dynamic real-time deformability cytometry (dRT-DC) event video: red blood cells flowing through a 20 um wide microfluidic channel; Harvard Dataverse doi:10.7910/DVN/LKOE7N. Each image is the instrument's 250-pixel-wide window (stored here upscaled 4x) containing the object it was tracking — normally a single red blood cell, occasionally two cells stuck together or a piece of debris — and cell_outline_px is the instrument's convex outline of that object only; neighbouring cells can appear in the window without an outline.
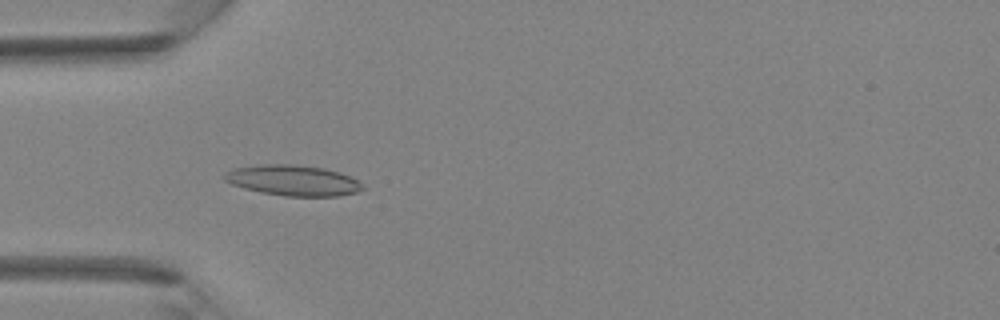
{"species": "Egyptian fruit bat (a non-hibernating species)", "species_latin": "Rousettus aegyptiacus", "temperature_condition": "room temperature", "stored_images_in_passage": 36, "camera_frame_rate_fps": 3000, "um_per_image_px": 0.085, "animal": {"sex": "female"}, "frame": {"image": 1, "passage_image": 7, "time_ms": 2.0, "image_size_px": [1000, 320], "cell_outline_px": [[364, 188], [356, 192], [340, 196], [284, 196], [260, 192], [244, 188], [232, 184], [224, 180], [224, 172], [232, 168], [260, 164], [292, 164], [324, 168], [340, 172], [364, 184]], "centroid_in_image_um": [24.88, 15.33], "position_along_channel_um": 60.1, "area_um2": 24.74}}
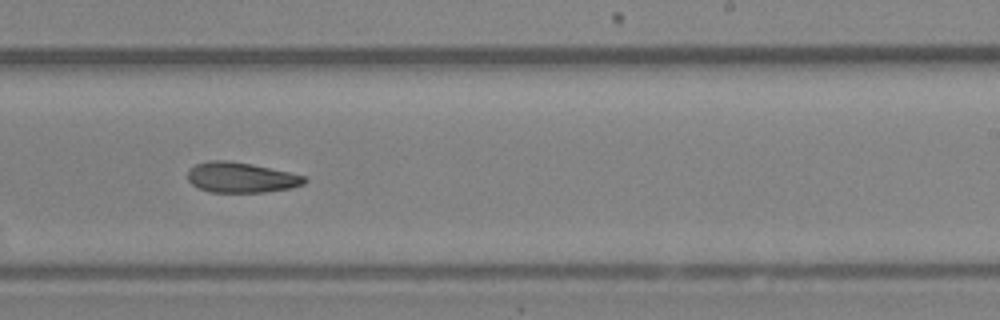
{"frame": {"image": 2, "passage_image": 20, "time_ms": 6.333, "image_size_px": [1000, 320], "cell_outline_px": [[308, 180], [304, 184], [292, 188], [264, 192], [208, 192], [192, 184], [188, 180], [188, 172], [196, 164], [208, 160], [228, 160], [252, 164], [288, 172], [304, 176]], "centroid_in_image_um": [20.5, 15.09], "position_along_channel_um": 268.5, "area_um2": 20.58}}
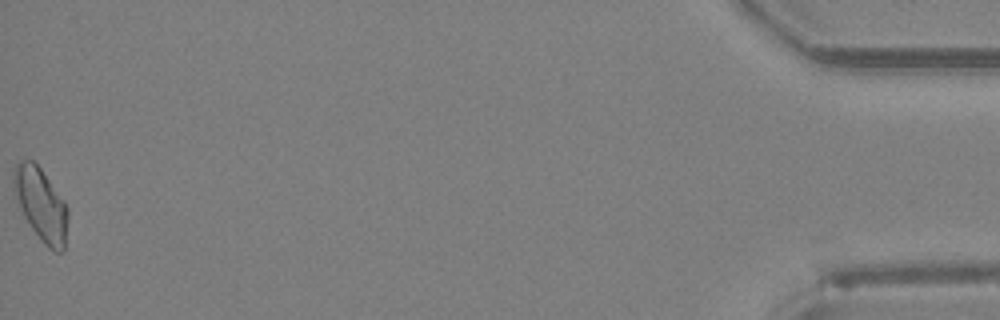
{"frame": {"image": 3, "passage_image": 36, "time_ms": 11.667, "image_size_px": [1000, 320], "cell_outline_px": [[68, 216], [64, 252], [56, 252], [48, 248], [44, 244], [32, 228], [24, 216], [20, 208], [12, 184], [12, 172], [16, 164], [20, 160], [32, 160], [40, 168], [64, 200], [68, 208]], "centroid_in_image_um": [3.48, 17.38], "position_along_channel_um": 431.7, "area_um2": 22.95}}